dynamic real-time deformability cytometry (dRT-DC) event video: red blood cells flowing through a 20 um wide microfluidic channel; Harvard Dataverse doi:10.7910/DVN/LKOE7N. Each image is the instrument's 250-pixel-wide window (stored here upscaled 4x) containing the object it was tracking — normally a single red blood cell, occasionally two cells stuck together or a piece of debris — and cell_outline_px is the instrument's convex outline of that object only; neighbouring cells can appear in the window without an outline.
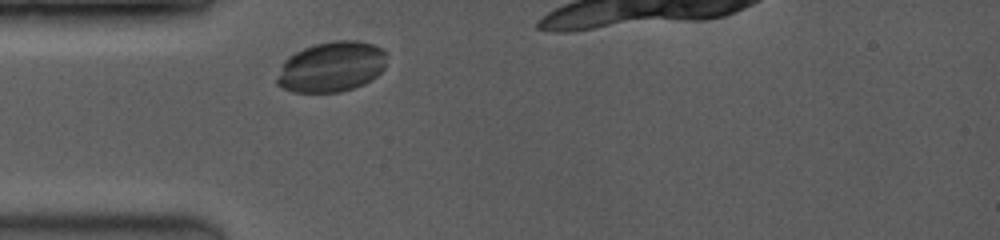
{"species": "common noctule bat (a hibernating species)", "species_latin": "Nyctalus noctula", "temperature_condition": "room temperature", "stored_images_in_passage": 1, "camera_frame_rate_fps": 3500, "um_per_image_px": 0.085, "animal": {"sex": "female", "body_mass_g": 19.0, "forearm_length_mm": 53.3}, "frame": {"image": 1, "passage_image": 1, "time_ms": 0.0, "image_size_px": [1000, 240], "cell_outline_px": [[384, 68], [376, 76], [364, 84], [340, 92], [292, 92], [276, 84], [276, 80], [284, 60], [288, 56], [304, 48], [316, 44], [336, 40], [356, 40], [372, 44], [380, 48], [384, 52]], "centroid_in_image_um": [28.15, 5.68], "position_along_channel_um": 56.9, "area_um2": 31.91}}